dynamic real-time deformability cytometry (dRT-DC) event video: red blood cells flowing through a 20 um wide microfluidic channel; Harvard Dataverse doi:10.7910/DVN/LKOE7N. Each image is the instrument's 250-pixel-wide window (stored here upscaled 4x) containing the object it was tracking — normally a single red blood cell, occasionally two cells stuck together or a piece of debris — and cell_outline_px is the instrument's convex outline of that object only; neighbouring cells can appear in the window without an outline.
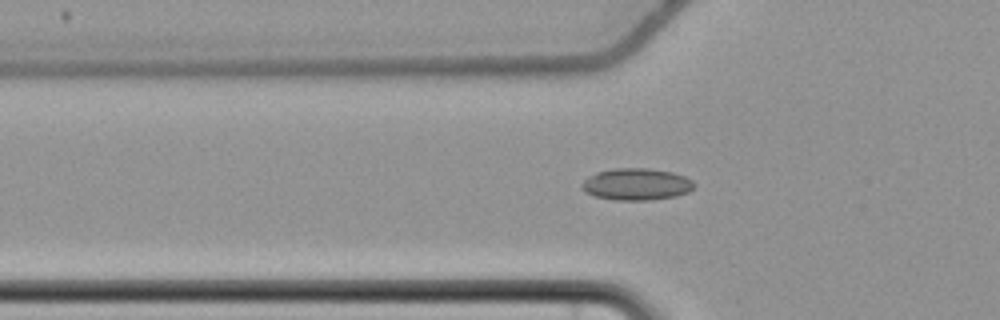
{"species": "common noctule bat (a hibernating species)", "species_latin": "Nyctalus noctula", "temperature_condition": "cold", "stored_images_in_passage": 53, "camera_frame_rate_fps": 3000, "um_per_image_px": 0.085, "animal": {"sex": "female", "body_mass_g": 22.7, "forearm_length_mm": 54.2}, "frame": {"image": 1, "passage_image": 19, "time_ms": 6.0, "image_size_px": [1000, 320], "cell_outline_px": [[696, 184], [688, 192], [676, 196], [648, 200], [616, 200], [596, 196], [584, 192], [580, 188], [580, 184], [588, 176], [596, 172], [616, 168], [648, 168], [672, 172], [684, 176], [692, 180]], "centroid_in_image_um": [54.07, 15.66], "position_along_channel_um": 71.7, "area_um2": 20.92}}
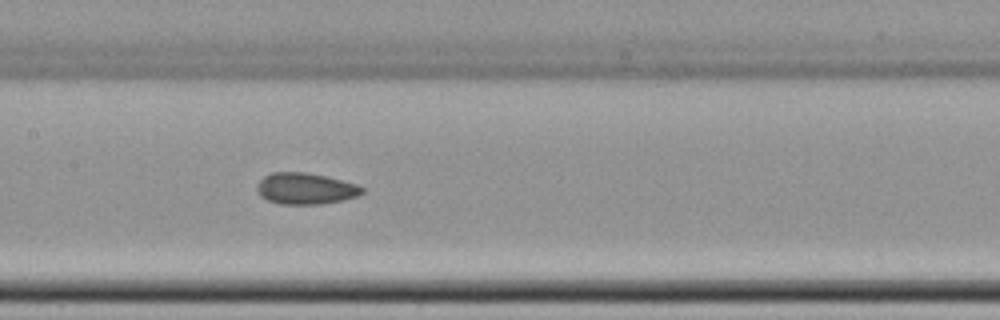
{"frame": {"image": 2, "passage_image": 28, "time_ms": 9.0, "image_size_px": [1000, 320], "cell_outline_px": [[364, 192], [356, 196], [340, 200], [320, 204], [280, 204], [268, 200], [260, 196], [256, 188], [256, 184], [264, 176], [272, 172], [304, 172], [328, 176], [356, 184], [364, 188]], "centroid_in_image_um": [25.94, 16.02], "position_along_channel_um": 181.5, "area_um2": 19.19}}
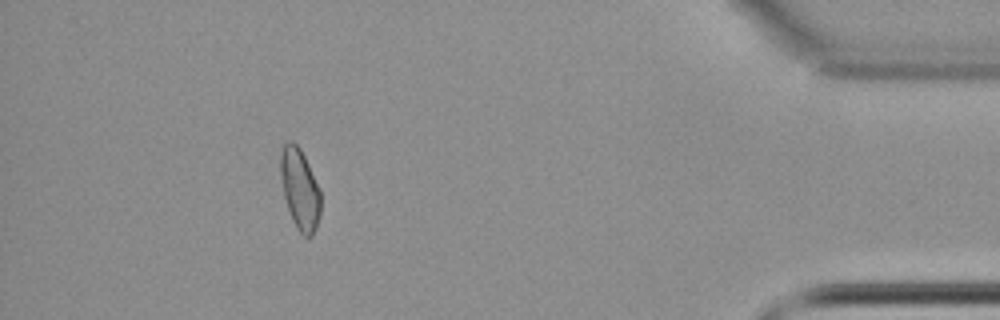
{"frame": {"image": 3, "passage_image": 51, "time_ms": 16.667, "image_size_px": [1000, 320], "cell_outline_px": [[320, 216], [316, 228], [312, 236], [304, 236], [296, 228], [292, 220], [284, 196], [280, 176], [280, 152], [284, 144], [288, 140], [292, 140], [300, 148], [308, 164], [320, 192]], "centroid_in_image_um": [25.47, 16.07], "position_along_channel_um": 409.7, "area_um2": 18.84}}